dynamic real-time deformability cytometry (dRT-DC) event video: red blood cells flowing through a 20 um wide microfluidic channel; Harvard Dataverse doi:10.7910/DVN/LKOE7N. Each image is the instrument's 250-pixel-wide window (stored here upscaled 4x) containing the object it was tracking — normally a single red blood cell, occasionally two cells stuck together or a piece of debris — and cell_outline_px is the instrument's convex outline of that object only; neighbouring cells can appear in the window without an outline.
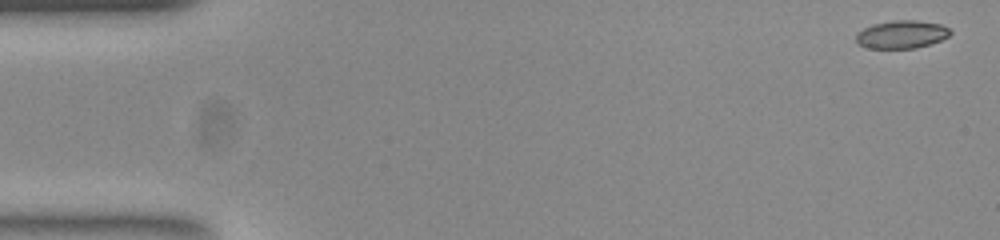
{"species": "common noctule bat (a hibernating species)", "species_latin": "Nyctalus noctula", "temperature_condition": "room temperature", "stored_images_in_passage": 52, "camera_frame_rate_fps": 3000, "um_per_image_px": 0.085, "animal": {"sex": "female", "body_mass_g": 23.0, "forearm_length_mm": 53.4}, "frame": {"image": 1, "passage_image": 1, "time_ms": 0.0, "image_size_px": [1000, 240], "cell_outline_px": [[952, 32], [948, 36], [940, 40], [916, 48], [868, 48], [856, 44], [856, 32], [872, 24], [892, 20], [916, 20], [940, 24], [948, 28]], "centroid_in_image_um": [76.59, 2.92], "position_along_channel_um": 8.4, "area_um2": 15.37}}
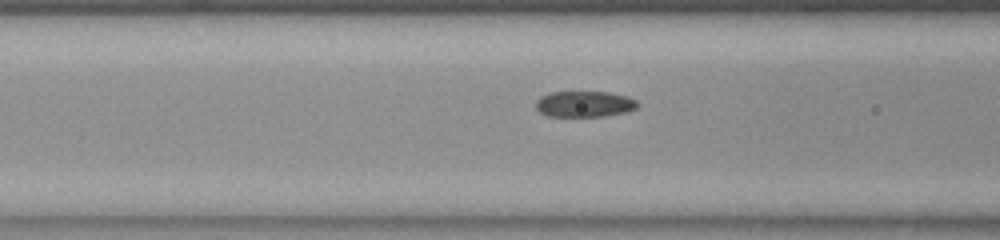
{"frame": {"image": 2, "passage_image": 20, "time_ms": 6.333, "image_size_px": [1000, 240], "cell_outline_px": [[640, 104], [636, 108], [628, 112], [604, 116], [548, 116], [540, 112], [536, 108], [536, 100], [540, 96], [548, 92], [608, 92], [628, 96], [636, 100]], "centroid_in_image_um": [49.69, 8.84], "position_along_channel_um": 116.9, "area_um2": 15.55}}
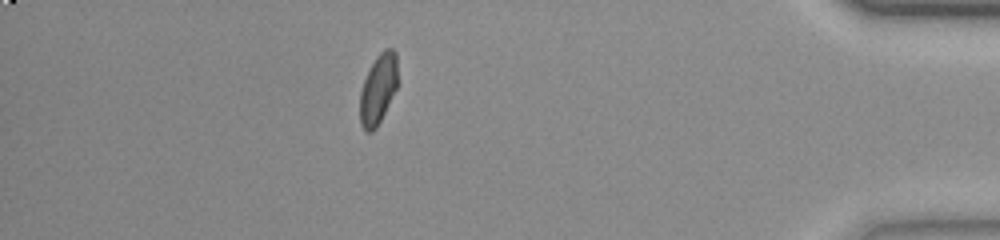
{"frame": {"image": 3, "passage_image": 46, "time_ms": 15.0, "image_size_px": [1000, 240], "cell_outline_px": [[396, 88], [376, 128], [372, 132], [368, 132], [360, 124], [360, 92], [364, 80], [376, 56], [384, 48], [392, 48], [396, 52]], "centroid_in_image_um": [32.12, 7.56], "position_along_channel_um": 403.1, "area_um2": 14.97}, "authors_computed_cell_mechanics": {"area_um2": 15.6349, "velocity_mm_per_s": 3.8652, "shape_relaxation_time_tau1_ms": 9.0096, "shape_relaxation_time_tau2_ms": 1.053, "deformation_change_tau1": 0.1996, "deformation_change_tau2": 0.0527}}